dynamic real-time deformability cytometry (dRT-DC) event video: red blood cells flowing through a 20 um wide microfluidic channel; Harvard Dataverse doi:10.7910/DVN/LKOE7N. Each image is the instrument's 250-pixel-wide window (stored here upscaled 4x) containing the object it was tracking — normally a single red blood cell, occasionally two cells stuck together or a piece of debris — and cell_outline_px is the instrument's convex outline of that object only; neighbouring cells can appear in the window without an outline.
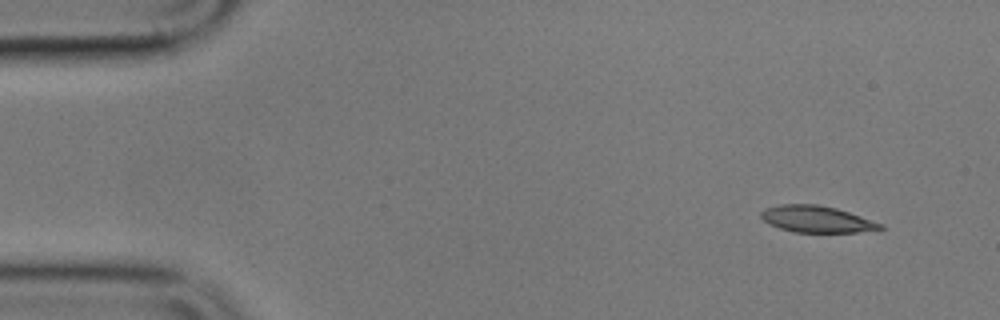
{"species": "common noctule bat (a hibernating species)", "species_latin": "Nyctalus noctula", "temperature_condition": "cold", "stored_images_in_passage": 10, "camera_frame_rate_fps": 3000, "um_per_image_px": 0.085, "animal": {"sex": "male", "body_mass_g": 17.9}, "frame": {"image": 1, "passage_image": 1, "time_ms": 0.0, "image_size_px": [1000, 320], "cell_outline_px": [[884, 228], [880, 232], [792, 232], [780, 228], [764, 220], [760, 216], [760, 212], [764, 208], [780, 204], [816, 204], [836, 208], [884, 224]], "centroid_in_image_um": [69.48, 18.64], "position_along_channel_um": 15.5, "area_um2": 18.67}}
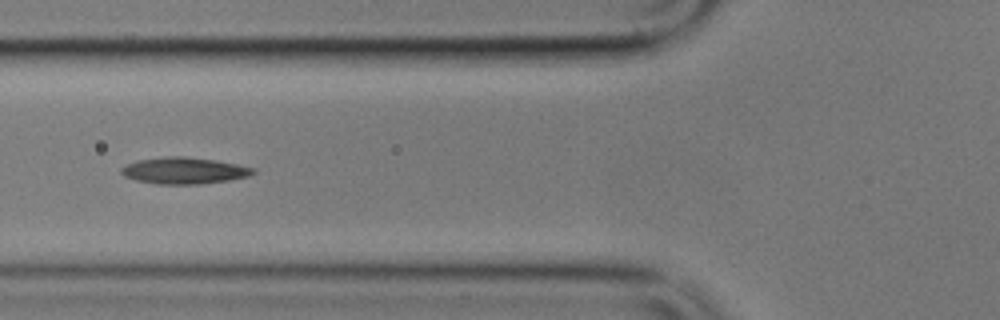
{"frame": {"image": 2, "passage_image": 6, "time_ms": 5.667, "image_size_px": [1000, 320], "cell_outline_px": [[256, 172], [248, 176], [228, 180], [200, 184], [156, 184], [136, 180], [124, 176], [120, 172], [120, 168], [136, 160], [168, 156], [184, 156], [216, 160], [256, 168]], "centroid_in_image_um": [15.64, 14.5], "position_along_channel_um": 110.2, "area_um2": 20.4}}
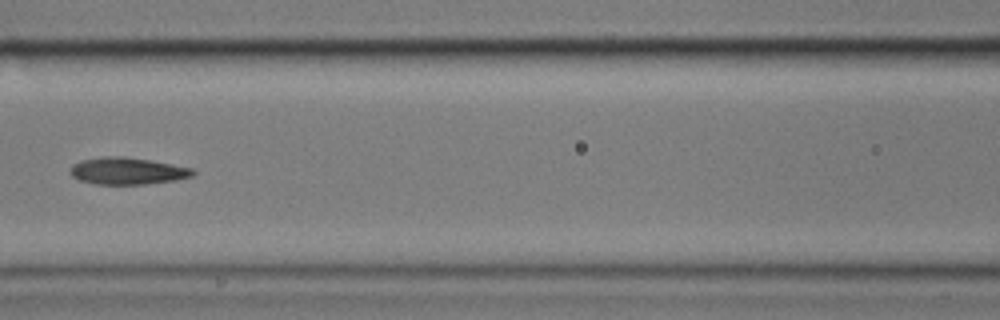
{"frame": {"image": 3, "passage_image": 7, "time_ms": 7.0, "image_size_px": [1000, 320], "cell_outline_px": [[196, 172], [192, 176], [176, 180], [144, 184], [96, 184], [80, 180], [72, 176], [68, 172], [72, 164], [80, 160], [104, 156], [124, 156], [172, 164], [192, 168]], "centroid_in_image_um": [10.79, 14.52], "position_along_channel_um": 155.8, "area_um2": 19.31}}